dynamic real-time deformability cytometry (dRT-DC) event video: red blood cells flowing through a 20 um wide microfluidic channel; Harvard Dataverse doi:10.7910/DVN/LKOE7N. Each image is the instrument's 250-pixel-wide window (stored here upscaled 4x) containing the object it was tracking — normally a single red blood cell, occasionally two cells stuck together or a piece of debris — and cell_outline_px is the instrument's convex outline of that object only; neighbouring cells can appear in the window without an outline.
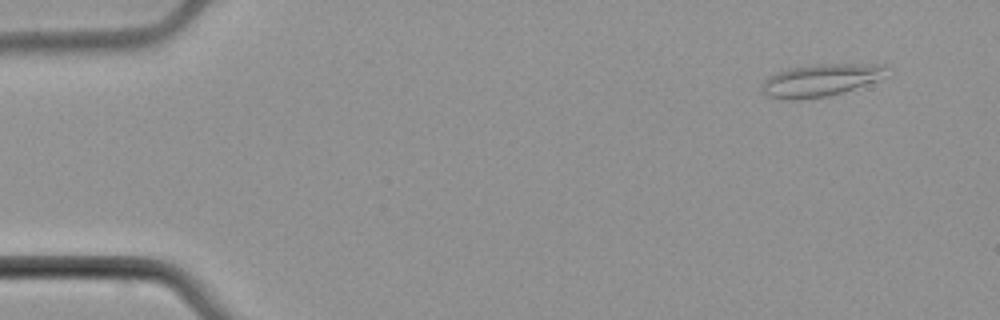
{"species": "common noctule bat (a hibernating species)", "species_latin": "Nyctalus noctula", "temperature_condition": "cold", "stored_images_in_passage": 3, "camera_frame_rate_fps": 3000, "um_per_image_px": 0.085, "animal": {"sex": "male", "body_mass_g": 21.5, "forearm_length_mm": 52.0}, "frame": {"image": 1, "passage_image": 1, "time_ms": 0.0, "image_size_px": [1000, 320], "cell_outline_px": [[888, 68], [876, 80], [844, 92], [828, 96], [796, 100], [788, 100], [764, 96], [760, 88], [764, 80], [768, 76], [776, 72], [788, 68], [816, 64], [888, 64]], "centroid_in_image_um": [69.66, 6.82], "position_along_channel_um": 15.3, "area_um2": 23.58}}